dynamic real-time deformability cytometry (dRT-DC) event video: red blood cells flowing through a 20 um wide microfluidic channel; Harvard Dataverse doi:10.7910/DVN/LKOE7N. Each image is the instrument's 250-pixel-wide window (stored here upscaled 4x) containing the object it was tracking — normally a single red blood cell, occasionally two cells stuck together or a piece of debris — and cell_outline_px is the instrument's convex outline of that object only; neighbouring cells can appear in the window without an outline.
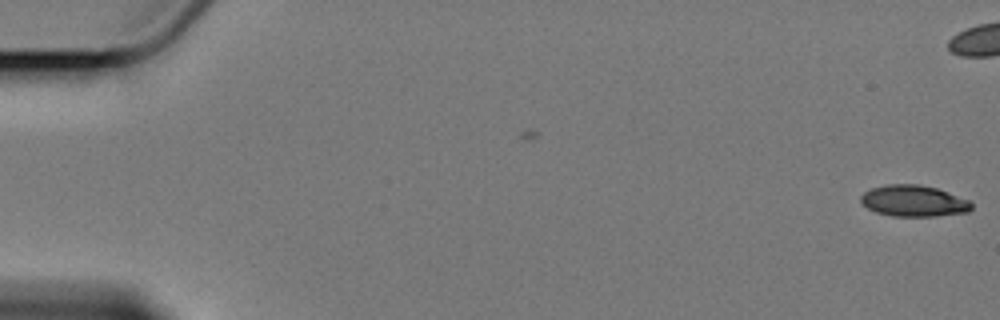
{"species": "Egyptian fruit bat (a non-hibernating species)", "species_latin": "Rousettus aegyptiacus", "temperature_condition": "cold", "stored_images_in_passage": 9, "segment_of_instrument_passage": [1, 2], "camera_frame_rate_fps": 3000, "um_per_image_px": 0.085, "animal": {"sex": "female"}, "frame": {"image": 1, "passage_image": 1, "time_ms": 0.0, "image_size_px": [1000, 320], "cell_outline_px": [[972, 208], [968, 212], [936, 216], [892, 216], [876, 212], [868, 208], [860, 200], [860, 196], [864, 192], [872, 188], [888, 184], [920, 184], [936, 188], [968, 200], [972, 204]], "centroid_in_image_um": [77.65, 17.08], "position_along_channel_um": 7.3, "area_um2": 20.06}}
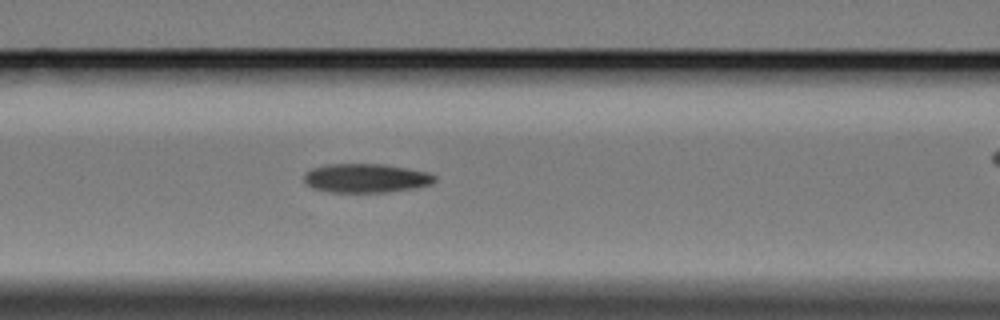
{"frame": {"image": 2, "passage_image": 8, "time_ms": 8.333, "image_size_px": [1000, 320], "cell_outline_px": [[436, 180], [432, 184], [412, 188], [384, 192], [332, 192], [312, 188], [304, 180], [304, 176], [312, 168], [328, 164], [384, 164], [428, 172], [436, 176]], "centroid_in_image_um": [31.12, 15.14], "position_along_channel_um": 135.5, "area_um2": 21.85}}